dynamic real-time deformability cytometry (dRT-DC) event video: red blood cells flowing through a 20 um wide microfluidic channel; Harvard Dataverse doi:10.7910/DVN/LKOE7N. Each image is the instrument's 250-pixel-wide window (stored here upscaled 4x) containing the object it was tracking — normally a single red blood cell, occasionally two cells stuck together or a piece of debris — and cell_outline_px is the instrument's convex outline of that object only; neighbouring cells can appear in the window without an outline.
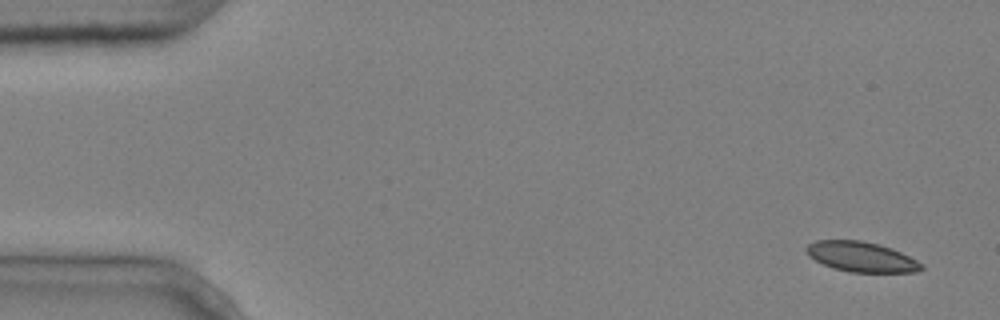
{"species": "common noctule bat (a hibernating species)", "species_latin": "Nyctalus noctula", "temperature_condition": "cold", "stored_images_in_passage": 4, "camera_frame_rate_fps": 3000, "um_per_image_px": 0.085, "animal": {"sex": "male", "body_mass_g": 20.4}, "frame": {"image": 1, "passage_image": 1, "time_ms": 0.0, "image_size_px": [1000, 320], "cell_outline_px": [[924, 268], [916, 272], [848, 272], [832, 268], [808, 256], [804, 248], [808, 244], [816, 240], [860, 240], [880, 244], [892, 248], [924, 264]], "centroid_in_image_um": [73.2, 21.82], "position_along_channel_um": 11.8, "area_um2": 20.29}}
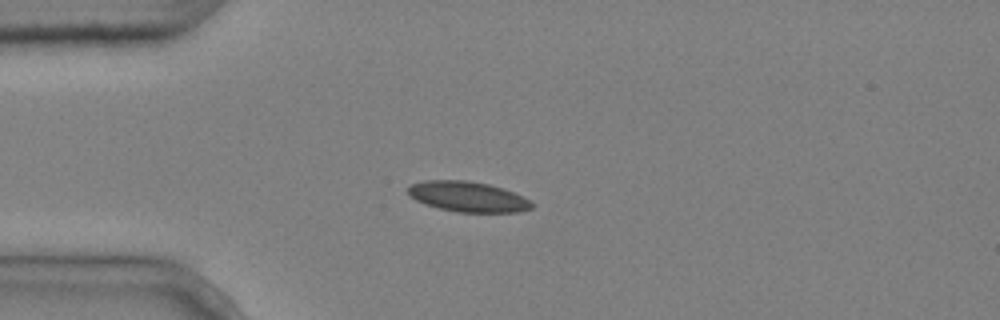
{"frame": {"image": 2, "passage_image": 4, "time_ms": 1.0, "image_size_px": [1000, 320], "cell_outline_px": [[536, 204], [532, 208], [520, 212], [456, 212], [424, 204], [416, 200], [408, 192], [408, 188], [412, 184], [428, 180], [468, 180], [488, 184], [512, 192]], "centroid_in_image_um": [39.78, 16.72], "position_along_channel_um": 45.2, "area_um2": 21.62}}